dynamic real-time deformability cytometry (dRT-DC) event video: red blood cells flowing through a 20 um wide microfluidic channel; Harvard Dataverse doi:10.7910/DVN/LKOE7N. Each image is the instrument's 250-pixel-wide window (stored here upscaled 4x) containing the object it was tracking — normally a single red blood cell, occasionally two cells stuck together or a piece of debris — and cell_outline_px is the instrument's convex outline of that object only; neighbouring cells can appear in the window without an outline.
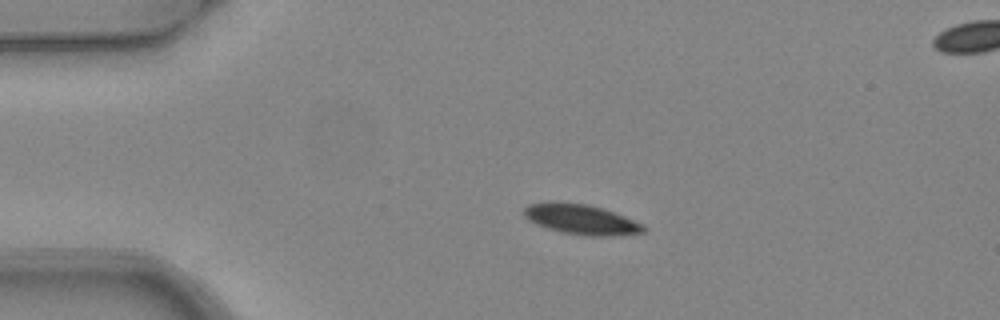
{"species": "common noctule bat (a hibernating species)", "species_latin": "Nyctalus noctula", "temperature_condition": "warm", "stored_images_in_passage": 3, "camera_frame_rate_fps": 3000, "um_per_image_px": 0.085, "animal": {"sex": "female", "body_mass_g": 24.6, "forearm_length_mm": 56.2}, "frame": {"image": 1, "passage_image": 1, "time_ms": 0.0, "image_size_px": [1000, 320], "cell_outline_px": [[648, 228], [644, 232], [608, 236], [588, 236], [560, 232], [536, 224], [528, 220], [524, 216], [524, 208], [528, 204], [548, 200], [588, 204], [604, 208], [644, 224]], "centroid_in_image_um": [49.38, 18.62], "position_along_channel_um": 35.6, "area_um2": 21.33}}